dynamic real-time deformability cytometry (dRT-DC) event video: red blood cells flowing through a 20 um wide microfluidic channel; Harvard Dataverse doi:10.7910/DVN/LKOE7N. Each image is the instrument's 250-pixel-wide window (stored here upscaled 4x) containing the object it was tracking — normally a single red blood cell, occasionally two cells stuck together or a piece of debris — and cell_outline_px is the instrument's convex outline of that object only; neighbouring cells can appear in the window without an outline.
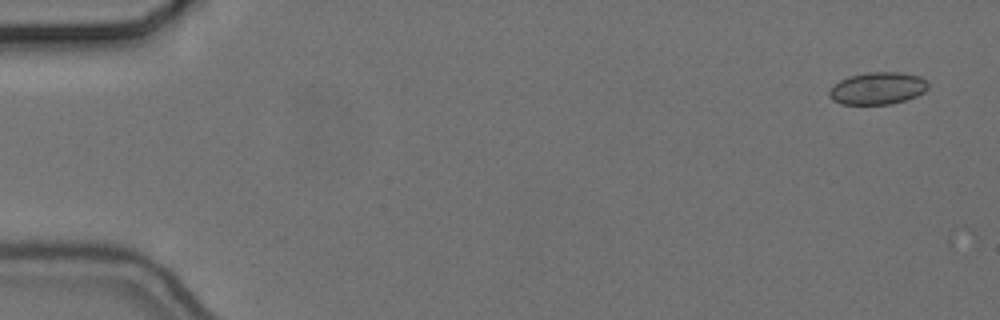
{"species": "common noctule bat (a hibernating species)", "species_latin": "Nyctalus noctula", "temperature_condition": "cold", "stored_images_in_passage": 57, "camera_frame_rate_fps": 3000, "um_per_image_px": 0.085, "animal": {"sex": "female", "body_mass_g": 24.6, "forearm_length_mm": 56.2}, "frame": {"image": 1, "passage_image": 3, "time_ms": 0.667, "image_size_px": [1000, 320], "cell_outline_px": [[928, 88], [924, 92], [916, 96], [892, 104], [840, 104], [832, 100], [828, 96], [828, 92], [840, 80], [848, 76], [868, 72], [900, 72], [920, 76], [928, 80]], "centroid_in_image_um": [74.61, 7.5], "position_along_channel_um": 10.4, "area_um2": 18.67}}
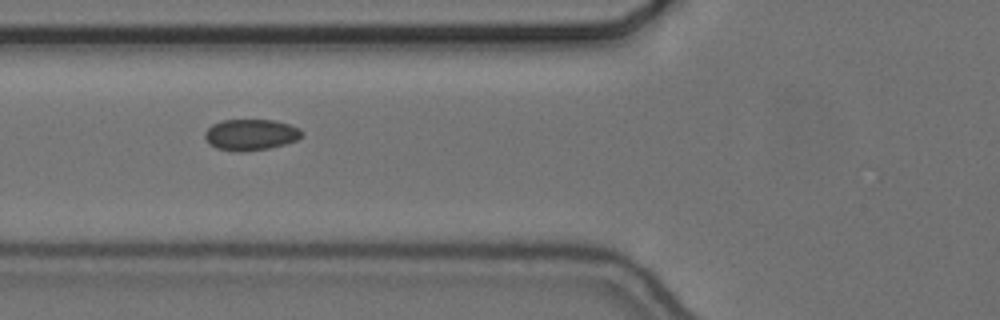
{"frame": {"image": 2, "passage_image": 22, "time_ms": 7.0, "image_size_px": [1000, 320], "cell_outline_px": [[304, 136], [296, 140], [284, 144], [268, 148], [240, 152], [236, 152], [216, 148], [208, 144], [204, 136], [204, 132], [212, 124], [220, 120], [276, 120], [300, 128], [304, 132]], "centroid_in_image_um": [21.3, 11.44], "position_along_channel_um": 104.5, "area_um2": 17.8}}
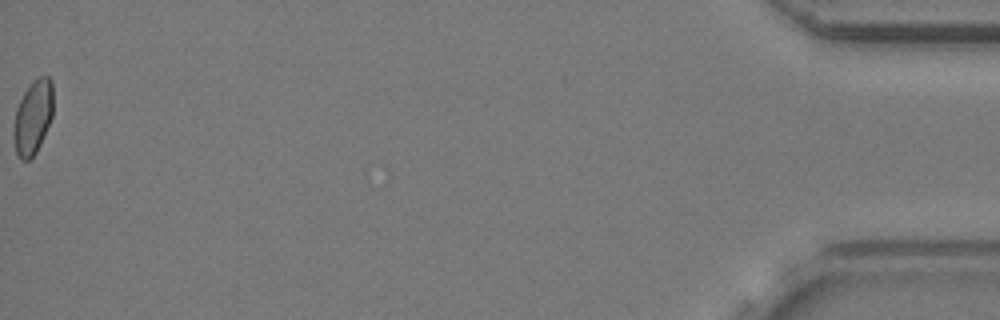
{"frame": {"image": 3, "passage_image": 57, "time_ms": 18.667, "image_size_px": [1000, 320], "cell_outline_px": [[52, 116], [40, 144], [36, 152], [28, 160], [20, 160], [16, 152], [12, 132], [16, 108], [24, 92], [40, 76], [48, 76], [52, 80]], "centroid_in_image_um": [2.78, 9.99], "position_along_channel_um": 432.4, "area_um2": 16.82}, "authors_computed_cell_mechanics": {"area_um2": 17.629, "velocity_mm_per_s": 3.6765, "shape_relaxation_time_tau1_ms": null, "shape_relaxation_time_tau2_ms": 1.7327, "deformation_change_tau1": null, "deformation_change_tau2": 0.0535}}